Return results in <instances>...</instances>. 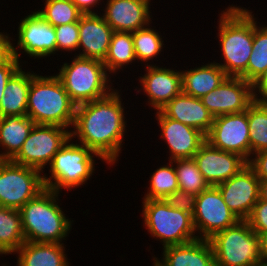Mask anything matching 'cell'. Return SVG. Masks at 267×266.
<instances>
[{
    "mask_svg": "<svg viewBox=\"0 0 267 266\" xmlns=\"http://www.w3.org/2000/svg\"><path fill=\"white\" fill-rule=\"evenodd\" d=\"M60 196L61 193L45 188L19 209L27 242L65 244L74 220L61 208Z\"/></svg>",
    "mask_w": 267,
    "mask_h": 266,
    "instance_id": "3957f363",
    "label": "cell"
},
{
    "mask_svg": "<svg viewBox=\"0 0 267 266\" xmlns=\"http://www.w3.org/2000/svg\"><path fill=\"white\" fill-rule=\"evenodd\" d=\"M251 229L259 236L267 231V201L259 198L246 219Z\"/></svg>",
    "mask_w": 267,
    "mask_h": 266,
    "instance_id": "8d00e7d4",
    "label": "cell"
},
{
    "mask_svg": "<svg viewBox=\"0 0 267 266\" xmlns=\"http://www.w3.org/2000/svg\"><path fill=\"white\" fill-rule=\"evenodd\" d=\"M42 2H44V6L37 9L36 12L53 27L79 22L83 15L71 0H43Z\"/></svg>",
    "mask_w": 267,
    "mask_h": 266,
    "instance_id": "d6a6232c",
    "label": "cell"
},
{
    "mask_svg": "<svg viewBox=\"0 0 267 266\" xmlns=\"http://www.w3.org/2000/svg\"><path fill=\"white\" fill-rule=\"evenodd\" d=\"M172 162L174 163L179 189L199 195L210 187L193 158L177 159Z\"/></svg>",
    "mask_w": 267,
    "mask_h": 266,
    "instance_id": "836d02e7",
    "label": "cell"
},
{
    "mask_svg": "<svg viewBox=\"0 0 267 266\" xmlns=\"http://www.w3.org/2000/svg\"><path fill=\"white\" fill-rule=\"evenodd\" d=\"M197 195L177 189L164 200L170 207L186 212L193 216L196 206Z\"/></svg>",
    "mask_w": 267,
    "mask_h": 266,
    "instance_id": "d590c367",
    "label": "cell"
},
{
    "mask_svg": "<svg viewBox=\"0 0 267 266\" xmlns=\"http://www.w3.org/2000/svg\"><path fill=\"white\" fill-rule=\"evenodd\" d=\"M193 159L210 186L228 180L248 164L240 155L215 148L207 141L200 146Z\"/></svg>",
    "mask_w": 267,
    "mask_h": 266,
    "instance_id": "d6986e66",
    "label": "cell"
},
{
    "mask_svg": "<svg viewBox=\"0 0 267 266\" xmlns=\"http://www.w3.org/2000/svg\"><path fill=\"white\" fill-rule=\"evenodd\" d=\"M29 12L31 13L22 17L18 22L19 25L18 28H16L17 34L14 36H17L16 39L11 36L12 54L21 61L23 65L26 63L28 64V61L21 59L23 57L21 56L22 54H24V56L27 55V57L29 56V58H38L37 60H43L45 58L49 60L51 59L50 56L57 55L54 27L38 14L36 9L35 11Z\"/></svg>",
    "mask_w": 267,
    "mask_h": 266,
    "instance_id": "9c48e42d",
    "label": "cell"
},
{
    "mask_svg": "<svg viewBox=\"0 0 267 266\" xmlns=\"http://www.w3.org/2000/svg\"><path fill=\"white\" fill-rule=\"evenodd\" d=\"M160 111L168 118L201 131L205 136L210 131L214 117L203 105L201 99L181 92Z\"/></svg>",
    "mask_w": 267,
    "mask_h": 266,
    "instance_id": "7402d4cb",
    "label": "cell"
},
{
    "mask_svg": "<svg viewBox=\"0 0 267 266\" xmlns=\"http://www.w3.org/2000/svg\"><path fill=\"white\" fill-rule=\"evenodd\" d=\"M71 1L78 7V9L83 14H98V13H101L102 9H99V8H103L102 4H104V0H71ZM100 10H101V12H100Z\"/></svg>",
    "mask_w": 267,
    "mask_h": 266,
    "instance_id": "60d3db41",
    "label": "cell"
},
{
    "mask_svg": "<svg viewBox=\"0 0 267 266\" xmlns=\"http://www.w3.org/2000/svg\"><path fill=\"white\" fill-rule=\"evenodd\" d=\"M76 106L55 72L42 76L32 71L27 116L35 124L58 125L71 130Z\"/></svg>",
    "mask_w": 267,
    "mask_h": 266,
    "instance_id": "277c9868",
    "label": "cell"
},
{
    "mask_svg": "<svg viewBox=\"0 0 267 266\" xmlns=\"http://www.w3.org/2000/svg\"><path fill=\"white\" fill-rule=\"evenodd\" d=\"M113 32L101 13L83 14L79 19L78 56L103 61Z\"/></svg>",
    "mask_w": 267,
    "mask_h": 266,
    "instance_id": "ffe728a7",
    "label": "cell"
},
{
    "mask_svg": "<svg viewBox=\"0 0 267 266\" xmlns=\"http://www.w3.org/2000/svg\"><path fill=\"white\" fill-rule=\"evenodd\" d=\"M240 219L225 204L216 186L197 195L193 223L199 239L209 240L216 233L234 226Z\"/></svg>",
    "mask_w": 267,
    "mask_h": 266,
    "instance_id": "7c38bea8",
    "label": "cell"
},
{
    "mask_svg": "<svg viewBox=\"0 0 267 266\" xmlns=\"http://www.w3.org/2000/svg\"><path fill=\"white\" fill-rule=\"evenodd\" d=\"M252 100L258 104H267V71L252 83Z\"/></svg>",
    "mask_w": 267,
    "mask_h": 266,
    "instance_id": "ab89813d",
    "label": "cell"
},
{
    "mask_svg": "<svg viewBox=\"0 0 267 266\" xmlns=\"http://www.w3.org/2000/svg\"><path fill=\"white\" fill-rule=\"evenodd\" d=\"M54 30L56 33L57 57L60 52V55L67 52V55L70 53L71 56L75 52L73 55L78 56L79 22L60 25L54 27Z\"/></svg>",
    "mask_w": 267,
    "mask_h": 266,
    "instance_id": "e575fe53",
    "label": "cell"
},
{
    "mask_svg": "<svg viewBox=\"0 0 267 266\" xmlns=\"http://www.w3.org/2000/svg\"><path fill=\"white\" fill-rule=\"evenodd\" d=\"M11 35L4 30L0 31V65L6 62L12 54Z\"/></svg>",
    "mask_w": 267,
    "mask_h": 266,
    "instance_id": "b9f144b4",
    "label": "cell"
},
{
    "mask_svg": "<svg viewBox=\"0 0 267 266\" xmlns=\"http://www.w3.org/2000/svg\"><path fill=\"white\" fill-rule=\"evenodd\" d=\"M248 165L253 169L259 180H267V150L251 155Z\"/></svg>",
    "mask_w": 267,
    "mask_h": 266,
    "instance_id": "f35d334b",
    "label": "cell"
},
{
    "mask_svg": "<svg viewBox=\"0 0 267 266\" xmlns=\"http://www.w3.org/2000/svg\"><path fill=\"white\" fill-rule=\"evenodd\" d=\"M155 28L151 22L147 27L132 32L135 55L138 64L139 62L142 64V68L143 66L157 65L153 61H156L155 59H159V56L164 54L163 49L166 44H164L163 39L165 36Z\"/></svg>",
    "mask_w": 267,
    "mask_h": 266,
    "instance_id": "f1b7e54d",
    "label": "cell"
},
{
    "mask_svg": "<svg viewBox=\"0 0 267 266\" xmlns=\"http://www.w3.org/2000/svg\"><path fill=\"white\" fill-rule=\"evenodd\" d=\"M220 12L218 27H215L221 60L219 63L217 59L213 61L223 68L228 77L246 80V69L253 51V11L232 4Z\"/></svg>",
    "mask_w": 267,
    "mask_h": 266,
    "instance_id": "7a4b0ae2",
    "label": "cell"
},
{
    "mask_svg": "<svg viewBox=\"0 0 267 266\" xmlns=\"http://www.w3.org/2000/svg\"><path fill=\"white\" fill-rule=\"evenodd\" d=\"M144 74H139L137 87H134L136 96L143 94L147 97L146 106L151 111H158L164 107L170 100L182 92L181 69L163 65L144 66ZM140 87V88H139ZM153 109V110H152Z\"/></svg>",
    "mask_w": 267,
    "mask_h": 266,
    "instance_id": "4fadbf2b",
    "label": "cell"
},
{
    "mask_svg": "<svg viewBox=\"0 0 267 266\" xmlns=\"http://www.w3.org/2000/svg\"><path fill=\"white\" fill-rule=\"evenodd\" d=\"M216 187L221 192L225 204L240 220L249 217L259 200L260 180L248 164Z\"/></svg>",
    "mask_w": 267,
    "mask_h": 266,
    "instance_id": "2e32d148",
    "label": "cell"
},
{
    "mask_svg": "<svg viewBox=\"0 0 267 266\" xmlns=\"http://www.w3.org/2000/svg\"><path fill=\"white\" fill-rule=\"evenodd\" d=\"M21 67H23V64L14 55L0 65V103L7 82Z\"/></svg>",
    "mask_w": 267,
    "mask_h": 266,
    "instance_id": "74e56055",
    "label": "cell"
},
{
    "mask_svg": "<svg viewBox=\"0 0 267 266\" xmlns=\"http://www.w3.org/2000/svg\"><path fill=\"white\" fill-rule=\"evenodd\" d=\"M34 125L27 115L0 117V160H12L19 153Z\"/></svg>",
    "mask_w": 267,
    "mask_h": 266,
    "instance_id": "d4e9b609",
    "label": "cell"
},
{
    "mask_svg": "<svg viewBox=\"0 0 267 266\" xmlns=\"http://www.w3.org/2000/svg\"><path fill=\"white\" fill-rule=\"evenodd\" d=\"M159 126V140L166 144L168 161L192 159L200 146L206 141L205 135L188 125L166 117L160 110L152 113Z\"/></svg>",
    "mask_w": 267,
    "mask_h": 266,
    "instance_id": "9a60e30c",
    "label": "cell"
},
{
    "mask_svg": "<svg viewBox=\"0 0 267 266\" xmlns=\"http://www.w3.org/2000/svg\"><path fill=\"white\" fill-rule=\"evenodd\" d=\"M44 189L41 171L0 160V206L19 210Z\"/></svg>",
    "mask_w": 267,
    "mask_h": 266,
    "instance_id": "30bf717a",
    "label": "cell"
},
{
    "mask_svg": "<svg viewBox=\"0 0 267 266\" xmlns=\"http://www.w3.org/2000/svg\"><path fill=\"white\" fill-rule=\"evenodd\" d=\"M136 60L137 58L134 51L132 32L114 31L111 37L107 55L102 61L105 65L107 73L112 78H115L116 74L118 75L121 71L125 72L124 68L129 66V70L130 65L132 68L134 63L138 64Z\"/></svg>",
    "mask_w": 267,
    "mask_h": 266,
    "instance_id": "4316f807",
    "label": "cell"
},
{
    "mask_svg": "<svg viewBox=\"0 0 267 266\" xmlns=\"http://www.w3.org/2000/svg\"><path fill=\"white\" fill-rule=\"evenodd\" d=\"M199 64L194 68L181 70L182 92L195 98H202L218 87L228 76L216 62Z\"/></svg>",
    "mask_w": 267,
    "mask_h": 266,
    "instance_id": "cb8c5ba5",
    "label": "cell"
},
{
    "mask_svg": "<svg viewBox=\"0 0 267 266\" xmlns=\"http://www.w3.org/2000/svg\"><path fill=\"white\" fill-rule=\"evenodd\" d=\"M74 140L70 137L54 155L47 168L49 173L43 174L45 188L63 193V189L71 192L84 187L96 174L95 157L103 164L106 163L98 154Z\"/></svg>",
    "mask_w": 267,
    "mask_h": 266,
    "instance_id": "5b68a950",
    "label": "cell"
},
{
    "mask_svg": "<svg viewBox=\"0 0 267 266\" xmlns=\"http://www.w3.org/2000/svg\"><path fill=\"white\" fill-rule=\"evenodd\" d=\"M70 137V129L58 125L35 124L19 153L11 161L44 173L54 155Z\"/></svg>",
    "mask_w": 267,
    "mask_h": 266,
    "instance_id": "8fae6325",
    "label": "cell"
},
{
    "mask_svg": "<svg viewBox=\"0 0 267 266\" xmlns=\"http://www.w3.org/2000/svg\"><path fill=\"white\" fill-rule=\"evenodd\" d=\"M122 92L115 88L103 98L77 105L70 130L72 139L98 154L109 168L119 162L127 136L126 115L129 113L125 110Z\"/></svg>",
    "mask_w": 267,
    "mask_h": 266,
    "instance_id": "6da1fadb",
    "label": "cell"
},
{
    "mask_svg": "<svg viewBox=\"0 0 267 266\" xmlns=\"http://www.w3.org/2000/svg\"><path fill=\"white\" fill-rule=\"evenodd\" d=\"M200 99L213 117L244 112L253 102L252 84L241 77H227Z\"/></svg>",
    "mask_w": 267,
    "mask_h": 266,
    "instance_id": "e0dca14e",
    "label": "cell"
},
{
    "mask_svg": "<svg viewBox=\"0 0 267 266\" xmlns=\"http://www.w3.org/2000/svg\"><path fill=\"white\" fill-rule=\"evenodd\" d=\"M149 178V187L142 199L162 200L179 189L177 175L172 161L156 168Z\"/></svg>",
    "mask_w": 267,
    "mask_h": 266,
    "instance_id": "4dcf8cb0",
    "label": "cell"
},
{
    "mask_svg": "<svg viewBox=\"0 0 267 266\" xmlns=\"http://www.w3.org/2000/svg\"><path fill=\"white\" fill-rule=\"evenodd\" d=\"M259 245L262 264H267V231L259 235Z\"/></svg>",
    "mask_w": 267,
    "mask_h": 266,
    "instance_id": "7bdbcfd3",
    "label": "cell"
},
{
    "mask_svg": "<svg viewBox=\"0 0 267 266\" xmlns=\"http://www.w3.org/2000/svg\"><path fill=\"white\" fill-rule=\"evenodd\" d=\"M248 108L244 112L214 117L206 141L213 147L250 159Z\"/></svg>",
    "mask_w": 267,
    "mask_h": 266,
    "instance_id": "5bb4252c",
    "label": "cell"
},
{
    "mask_svg": "<svg viewBox=\"0 0 267 266\" xmlns=\"http://www.w3.org/2000/svg\"><path fill=\"white\" fill-rule=\"evenodd\" d=\"M69 58L71 61L62 62L55 75L76 105L103 98L115 89V80L101 60L76 55Z\"/></svg>",
    "mask_w": 267,
    "mask_h": 266,
    "instance_id": "8992f818",
    "label": "cell"
},
{
    "mask_svg": "<svg viewBox=\"0 0 267 266\" xmlns=\"http://www.w3.org/2000/svg\"><path fill=\"white\" fill-rule=\"evenodd\" d=\"M215 266H260L259 236L246 220L216 233L209 239Z\"/></svg>",
    "mask_w": 267,
    "mask_h": 266,
    "instance_id": "ba28073f",
    "label": "cell"
},
{
    "mask_svg": "<svg viewBox=\"0 0 267 266\" xmlns=\"http://www.w3.org/2000/svg\"><path fill=\"white\" fill-rule=\"evenodd\" d=\"M162 255L152 257L151 266H215L214 251L209 240L194 241L162 248Z\"/></svg>",
    "mask_w": 267,
    "mask_h": 266,
    "instance_id": "44dd1931",
    "label": "cell"
},
{
    "mask_svg": "<svg viewBox=\"0 0 267 266\" xmlns=\"http://www.w3.org/2000/svg\"><path fill=\"white\" fill-rule=\"evenodd\" d=\"M25 241L20 211L0 206V256L13 255Z\"/></svg>",
    "mask_w": 267,
    "mask_h": 266,
    "instance_id": "83f0119b",
    "label": "cell"
},
{
    "mask_svg": "<svg viewBox=\"0 0 267 266\" xmlns=\"http://www.w3.org/2000/svg\"><path fill=\"white\" fill-rule=\"evenodd\" d=\"M248 128L251 155L267 150V104L252 102L248 106Z\"/></svg>",
    "mask_w": 267,
    "mask_h": 266,
    "instance_id": "1f68e13d",
    "label": "cell"
},
{
    "mask_svg": "<svg viewBox=\"0 0 267 266\" xmlns=\"http://www.w3.org/2000/svg\"><path fill=\"white\" fill-rule=\"evenodd\" d=\"M142 200L143 227L162 248L198 239L191 214L170 207L164 199Z\"/></svg>",
    "mask_w": 267,
    "mask_h": 266,
    "instance_id": "52a82bcc",
    "label": "cell"
},
{
    "mask_svg": "<svg viewBox=\"0 0 267 266\" xmlns=\"http://www.w3.org/2000/svg\"><path fill=\"white\" fill-rule=\"evenodd\" d=\"M23 65L7 82L4 96L0 103V117L26 116L28 92L32 80V69L26 71ZM23 68V69H22Z\"/></svg>",
    "mask_w": 267,
    "mask_h": 266,
    "instance_id": "484cf974",
    "label": "cell"
},
{
    "mask_svg": "<svg viewBox=\"0 0 267 266\" xmlns=\"http://www.w3.org/2000/svg\"><path fill=\"white\" fill-rule=\"evenodd\" d=\"M253 14V51L246 69V81L253 83L267 71V25L258 22ZM262 25V26H260Z\"/></svg>",
    "mask_w": 267,
    "mask_h": 266,
    "instance_id": "f546056e",
    "label": "cell"
},
{
    "mask_svg": "<svg viewBox=\"0 0 267 266\" xmlns=\"http://www.w3.org/2000/svg\"><path fill=\"white\" fill-rule=\"evenodd\" d=\"M259 198L267 201V180H260Z\"/></svg>",
    "mask_w": 267,
    "mask_h": 266,
    "instance_id": "ee69618b",
    "label": "cell"
},
{
    "mask_svg": "<svg viewBox=\"0 0 267 266\" xmlns=\"http://www.w3.org/2000/svg\"><path fill=\"white\" fill-rule=\"evenodd\" d=\"M151 0H105L102 16L116 32H135L153 22ZM106 3V4H105ZM105 7V8H104Z\"/></svg>",
    "mask_w": 267,
    "mask_h": 266,
    "instance_id": "ac0fdd59",
    "label": "cell"
},
{
    "mask_svg": "<svg viewBox=\"0 0 267 266\" xmlns=\"http://www.w3.org/2000/svg\"><path fill=\"white\" fill-rule=\"evenodd\" d=\"M65 244L59 243H34L25 241L14 253L16 266H71L65 252ZM5 266L7 263H3Z\"/></svg>",
    "mask_w": 267,
    "mask_h": 266,
    "instance_id": "603a6c76",
    "label": "cell"
}]
</instances>
